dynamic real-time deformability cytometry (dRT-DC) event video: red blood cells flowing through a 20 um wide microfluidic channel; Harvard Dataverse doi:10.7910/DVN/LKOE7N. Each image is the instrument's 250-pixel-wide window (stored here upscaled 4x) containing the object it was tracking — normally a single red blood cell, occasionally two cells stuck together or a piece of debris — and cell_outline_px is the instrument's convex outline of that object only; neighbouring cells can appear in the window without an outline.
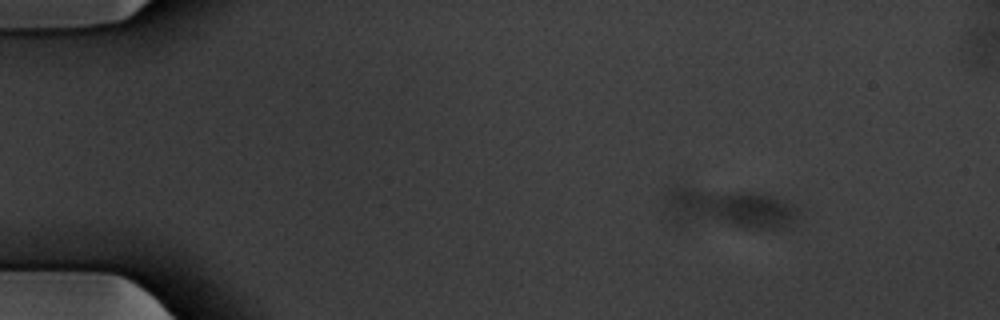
{"species": "common noctule bat (a hibernating species)", "species_latin": "Nyctalus noctula", "temperature_condition": "warm", "stored_images_in_passage": 18, "camera_frame_rate_fps": 3000, "um_per_image_px": 0.085, "animal": {"sex": "male", "body_mass_g": 20.1, "forearm_length_mm": 53.5}, "frame": {"image": 1, "passage_image": 8, "time_ms": 2.333, "image_size_px": [1000, 320], "cell_outline_px": [[800, 216], [784, 228], [680, 228], [668, 224], [664, 208], [664, 196], [668, 188], [684, 188], [752, 192], [776, 196], [792, 204], [800, 212]], "centroid_in_image_um": [61.76, 17.81], "position_along_channel_um": 23.2, "area_um2": 33.41}}
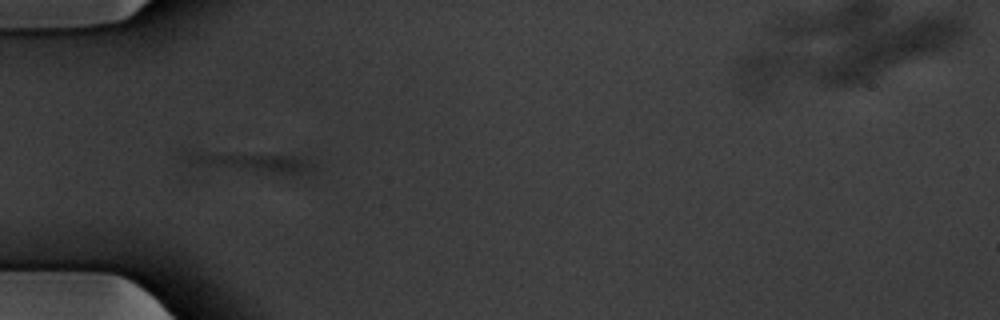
{"frame": {"image": 2, "passage_image": 18, "time_ms": 5.667, "image_size_px": [1000, 320], "cell_outline_px": [[316, 168], [308, 172], [180, 192], [168, 192], [168, 188], [176, 156], [180, 148], [304, 156], [316, 164]], "centroid_in_image_um": [19.61, 14.29], "position_along_channel_um": 65.4, "area_um2": 30.4}}